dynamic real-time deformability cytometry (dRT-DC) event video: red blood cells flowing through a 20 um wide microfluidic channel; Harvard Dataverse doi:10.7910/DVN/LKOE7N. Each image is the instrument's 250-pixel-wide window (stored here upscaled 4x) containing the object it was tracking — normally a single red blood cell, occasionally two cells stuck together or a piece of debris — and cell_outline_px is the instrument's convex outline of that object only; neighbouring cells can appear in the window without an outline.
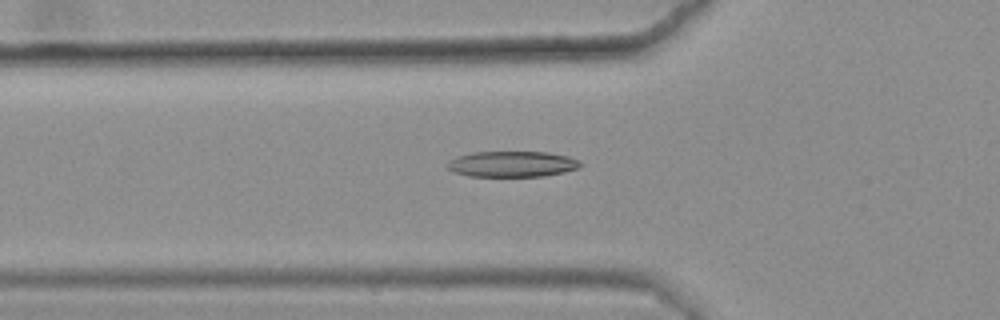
{"species": "common noctule bat (a hibernating species)", "species_latin": "Nyctalus noctula", "temperature_condition": "warm", "stored_images_in_passage": 50, "camera_frame_rate_fps": 3000, "um_per_image_px": 0.085, "animal": {"sex": "female", "body_mass_g": 25.1}, "frame": {"image": 1, "passage_image": 20, "time_ms": 6.333, "image_size_px": [1000, 320], "cell_outline_px": [[584, 164], [580, 168], [564, 172], [544, 176], [468, 176], [456, 172], [448, 168], [448, 160], [456, 156], [472, 152], [548, 152], [568, 156], [580, 160]], "centroid_in_image_um": [43.58, 13.94], "position_along_channel_um": 82.2, "area_um2": 20.11}}
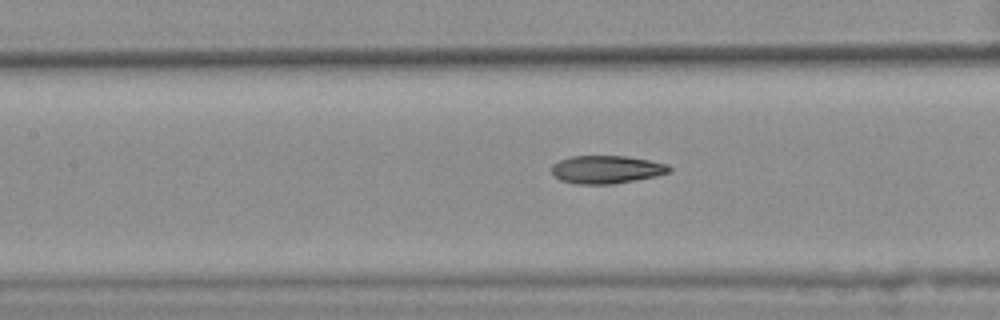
{"frame": {"image": 2, "passage_image": 26, "time_ms": 8.333, "image_size_px": [1000, 320], "cell_outline_px": [[672, 168], [668, 172], [656, 176], [612, 184], [576, 184], [560, 180], [552, 172], [552, 164], [560, 160], [572, 156], [628, 156], [668, 164]], "centroid_in_image_um": [51.55, 14.4], "position_along_channel_um": 155.9, "area_um2": 19.07}}
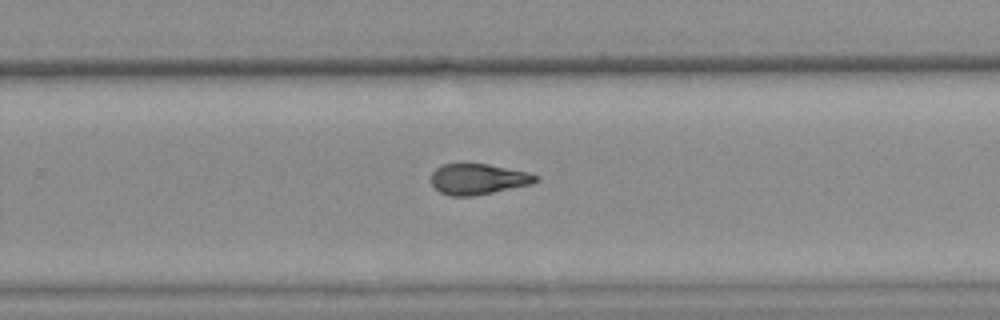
{"frame": {"image": 3, "passage_image": 37, "time_ms": 12.0, "image_size_px": [1000, 320], "cell_outline_px": [[540, 180], [532, 184], [472, 196], [448, 196], [440, 192], [432, 184], [432, 172], [436, 168], [444, 164], [488, 164], [524, 172], [536, 176]], "centroid_in_image_um": [40.61, 15.23], "position_along_channel_um": 289.2, "area_um2": 18.38}, "authors_computed_cell_mechanics": {"area_um2": 19.7676, "velocity_mm_per_s": 3.6436, "shape_relaxation_time_tau1_ms": 7.5417, "shape_relaxation_time_tau2_ms": 2.8613, "deformation_change_tau1": 0.2097, "deformation_change_tau2": 0.1148}}